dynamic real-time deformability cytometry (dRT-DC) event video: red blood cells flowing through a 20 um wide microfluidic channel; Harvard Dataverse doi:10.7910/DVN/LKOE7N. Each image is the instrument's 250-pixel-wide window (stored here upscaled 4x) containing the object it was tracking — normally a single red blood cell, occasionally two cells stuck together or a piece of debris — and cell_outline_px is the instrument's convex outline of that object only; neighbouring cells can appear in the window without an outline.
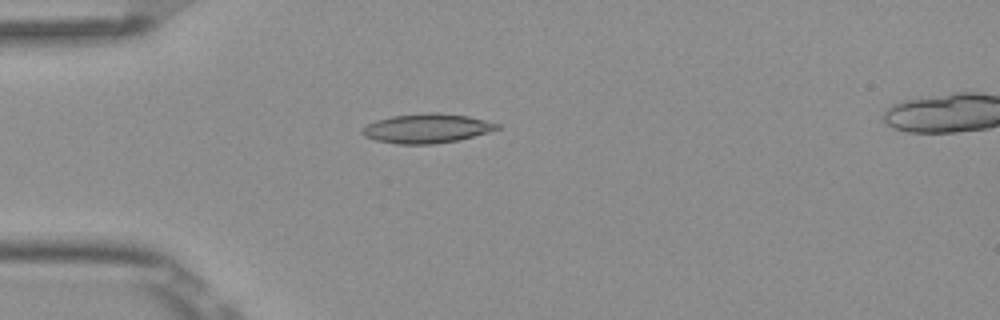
{"species": "Egyptian fruit bat (a non-hibernating species)", "species_latin": "Rousettus aegyptiacus", "temperature_condition": "room temperature", "stored_images_in_passage": 6, "camera_frame_rate_fps": 3000, "um_per_image_px": 0.085, "frame": {"image": 1, "passage_image": 4, "time_ms": 1.0, "image_size_px": [1000, 320], "cell_outline_px": [[500, 128], [488, 132], [460, 140], [432, 144], [396, 144], [376, 140], [364, 136], [360, 132], [360, 128], [376, 120], [392, 116], [428, 112], [440, 112], [468, 116], [500, 124]], "centroid_in_image_um": [36.26, 10.91], "position_along_channel_um": 48.7, "area_um2": 23.18}}
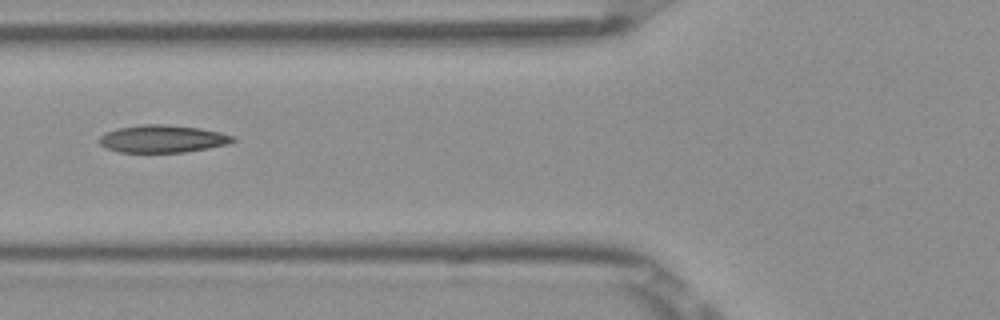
{"frame": {"image": 2, "passage_image": 6, "time_ms": 1.667, "image_size_px": [1000, 320], "cell_outline_px": [[236, 140], [228, 144], [208, 148], [184, 152], [120, 152], [108, 148], [100, 144], [96, 140], [104, 132], [116, 128], [140, 124], [164, 124], [200, 128], [220, 132], [236, 136]], "centroid_in_image_um": [13.8, 11.79], "position_along_channel_um": 112.0, "area_um2": 21.62}}